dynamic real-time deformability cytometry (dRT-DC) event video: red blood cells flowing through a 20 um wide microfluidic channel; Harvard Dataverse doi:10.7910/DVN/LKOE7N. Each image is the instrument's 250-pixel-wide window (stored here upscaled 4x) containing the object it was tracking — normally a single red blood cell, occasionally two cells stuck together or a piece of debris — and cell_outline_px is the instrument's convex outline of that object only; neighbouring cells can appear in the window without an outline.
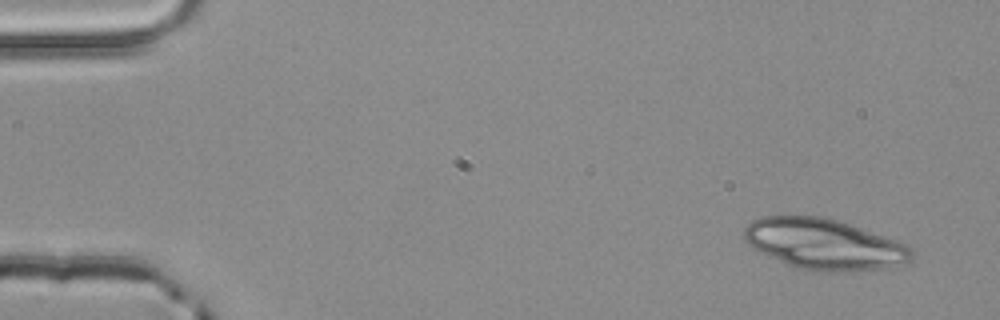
{"species": "common noctule bat (a hibernating species)", "species_latin": "Nyctalus noctula", "temperature_condition": "room temperature", "stored_images_in_passage": 4, "camera_frame_rate_fps": 3000, "um_per_image_px": 0.085, "animal": {"sex": "male", "body_mass_g": 20.4}, "frame": {"image": 1, "passage_image": 1, "time_ms": 0.0, "image_size_px": [1000, 320], "cell_outline_px": [[916, 256], [912, 260], [904, 264], [884, 268], [836, 272], [812, 272], [788, 264], [768, 256], [752, 248], [744, 240], [744, 228], [752, 220], [760, 216], [820, 216], [840, 220], [852, 224], [908, 244], [912, 248]], "centroid_in_image_um": [70.09, 20.75], "position_along_channel_um": 14.9, "area_um2": 50.11}}